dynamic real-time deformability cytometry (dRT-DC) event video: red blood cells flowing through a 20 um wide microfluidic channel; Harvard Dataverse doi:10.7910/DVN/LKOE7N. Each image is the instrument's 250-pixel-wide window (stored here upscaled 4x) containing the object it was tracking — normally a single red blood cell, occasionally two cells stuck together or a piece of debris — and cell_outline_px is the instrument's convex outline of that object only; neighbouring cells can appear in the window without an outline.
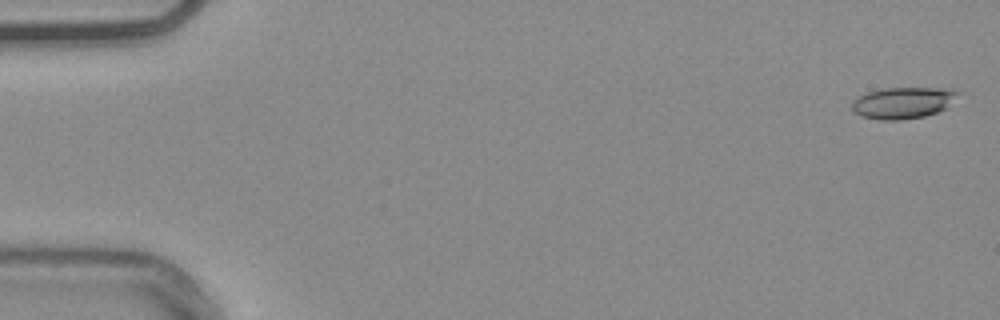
{"species": "common noctule bat (a hibernating species)", "species_latin": "Nyctalus noctula", "temperature_condition": "warm", "stored_images_in_passage": 55, "camera_frame_rate_fps": 3000, "um_per_image_px": 0.085, "animal": {"sex": "male", "body_mass_g": 20.4}, "frame": {"image": 1, "passage_image": 2, "time_ms": 0.333, "image_size_px": [1000, 320], "cell_outline_px": [[964, 92], [948, 108], [924, 116], [900, 120], [880, 120], [860, 116], [852, 108], [852, 100], [856, 96], [880, 88], [956, 88]], "centroid_in_image_um": [76.83, 8.71], "position_along_channel_um": 8.2, "area_um2": 20.0}}
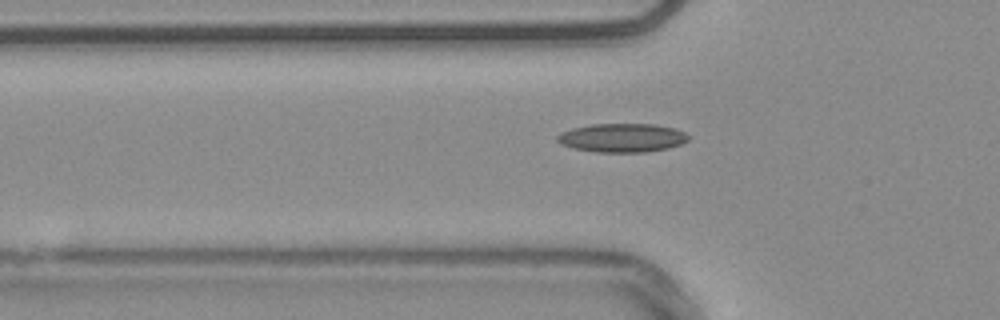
{"frame": {"image": 2, "passage_image": 19, "time_ms": 6.0, "image_size_px": [1000, 320], "cell_outline_px": [[692, 136], [688, 140], [680, 144], [668, 148], [644, 152], [596, 152], [572, 148], [560, 144], [556, 140], [556, 136], [560, 132], [572, 128], [592, 124], [656, 124], [676, 128]], "centroid_in_image_um": [52.88, 11.71], "position_along_channel_um": 72.9, "area_um2": 22.2}}
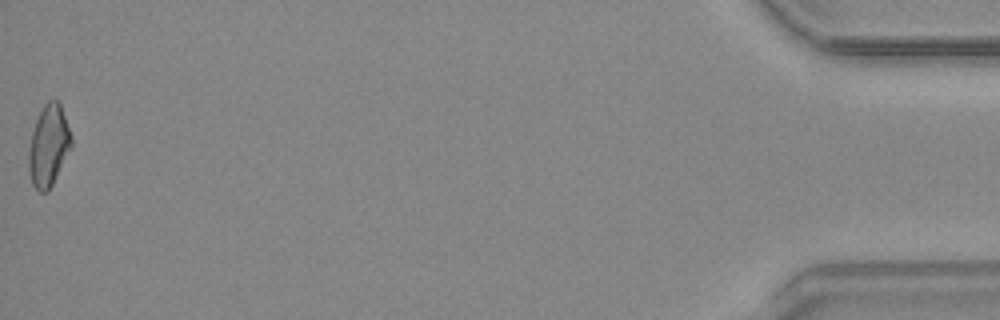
{"frame": {"image": 3, "passage_image": 55, "time_ms": 18.0, "image_size_px": [1000, 320], "cell_outline_px": [[72, 144], [48, 192], [40, 192], [32, 184], [28, 172], [28, 152], [32, 132], [36, 120], [44, 104], [48, 100], [56, 100], [60, 104], [72, 136]], "centroid_in_image_um": [4.11, 12.39], "position_along_channel_um": 431.1, "area_um2": 19.94}, "authors_computed_cell_mechanics": {"area_um2": 19.652, "velocity_mm_per_s": 3.7855, "shape_relaxation_time_tau1_ms": null, "shape_relaxation_time_tau2_ms": 5.8591, "deformation_change_tau1": null, "deformation_change_tau2": 0.1445}}